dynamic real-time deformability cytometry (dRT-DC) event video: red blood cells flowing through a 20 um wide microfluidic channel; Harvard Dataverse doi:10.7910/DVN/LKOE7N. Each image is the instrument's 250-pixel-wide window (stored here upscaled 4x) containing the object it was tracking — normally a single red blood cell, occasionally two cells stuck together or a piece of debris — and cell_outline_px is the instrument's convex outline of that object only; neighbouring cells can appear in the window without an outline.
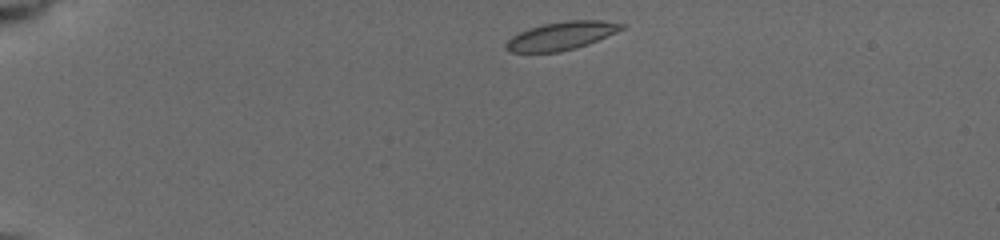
{"species": "common noctule bat (a hibernating species)", "species_latin": "Nyctalus noctula", "temperature_condition": "cold", "stored_images_in_passage": 61, "camera_frame_rate_fps": 3000, "um_per_image_px": 0.085, "animal": {"sex": "female", "body_mass_g": 19.5, "forearm_length_mm": 54.1}, "frame": {"image": 1, "passage_image": 1, "time_ms": 0.0, "image_size_px": [1000, 240], "cell_outline_px": [[628, 24], [624, 28], [616, 32], [588, 44], [576, 48], [560, 52], [508, 52], [504, 48], [504, 44], [512, 36], [528, 28], [544, 24], [568, 20], [604, 20]], "centroid_in_image_um": [47.72, 3.04], "position_along_channel_um": 37.3, "area_um2": 19.07}}
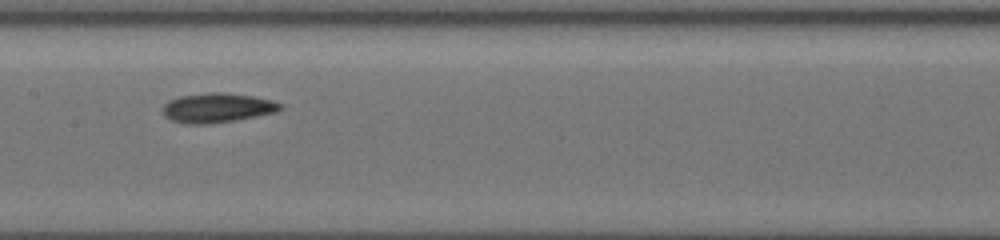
{"frame": {"image": 2, "passage_image": 30, "time_ms": 5.667, "image_size_px": [1000, 240], "cell_outline_px": [[284, 108], [276, 112], [236, 120], [208, 124], [184, 124], [172, 120], [164, 116], [160, 112], [160, 108], [168, 100], [180, 96], [212, 92], [224, 92], [252, 96], [272, 100], [284, 104]], "centroid_in_image_um": [18.44, 9.17], "position_along_channel_um": 189.0, "area_um2": 20.52}}
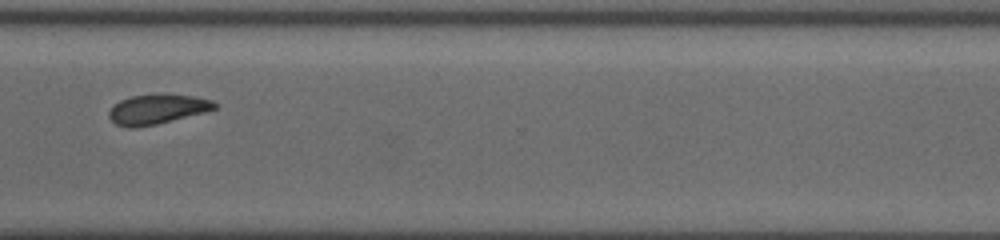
{"frame": {"image": 3, "passage_image": 60, "time_ms": 10.0, "image_size_px": [1000, 240], "cell_outline_px": [[220, 104], [216, 108], [204, 112], [156, 124], [132, 128], [116, 124], [108, 116], [108, 112], [120, 100], [132, 96], [160, 92], [196, 96], [212, 100]], "centroid_in_image_um": [13.4, 9.24], "position_along_channel_um": 357.2, "area_um2": 18.5}}